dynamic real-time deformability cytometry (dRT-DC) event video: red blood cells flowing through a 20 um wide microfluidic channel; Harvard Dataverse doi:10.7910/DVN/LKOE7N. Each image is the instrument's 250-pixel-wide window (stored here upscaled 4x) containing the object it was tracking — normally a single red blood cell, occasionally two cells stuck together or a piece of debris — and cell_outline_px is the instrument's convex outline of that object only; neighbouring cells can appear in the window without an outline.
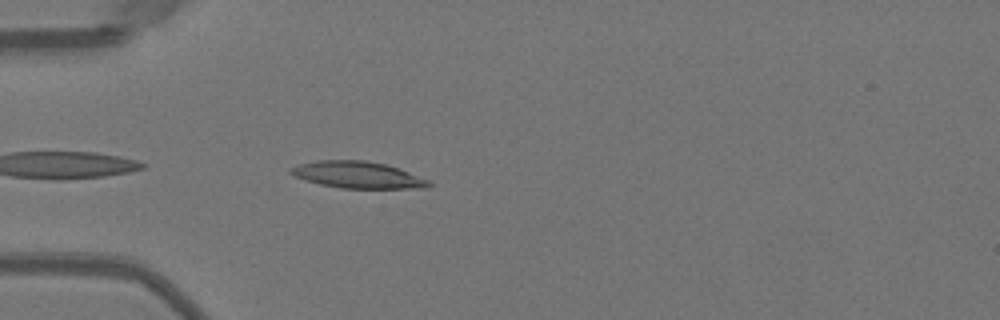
{"species": "Egyptian fruit bat (a non-hibernating species)", "species_latin": "Rousettus aegyptiacus", "temperature_condition": "warm", "stored_images_in_passage": 38, "camera_frame_rate_fps": 3000, "um_per_image_px": 0.085, "animal": {"sex": "female"}, "frame": {"image": 1, "passage_image": 2, "time_ms": 0.333, "image_size_px": [1000, 320], "cell_outline_px": [[432, 184], [428, 188], [340, 188], [320, 184], [296, 176], [288, 172], [288, 168], [300, 164], [316, 160], [364, 160], [384, 164], [400, 168], [432, 180]], "centroid_in_image_um": [30.47, 14.86], "position_along_channel_um": 54.5, "area_um2": 21.62}}
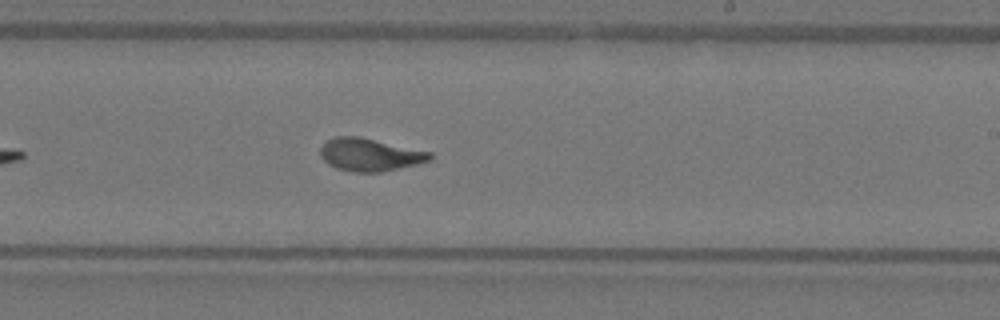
{"frame": {"image": 2, "passage_image": 18, "time_ms": 5.667, "image_size_px": [1000, 320], "cell_outline_px": [[432, 160], [416, 164], [380, 172], [352, 172], [336, 168], [328, 164], [320, 156], [320, 148], [328, 140], [336, 136], [360, 136], [432, 152]], "centroid_in_image_um": [31.44, 13.14], "position_along_channel_um": 257.6, "area_um2": 20.92}}
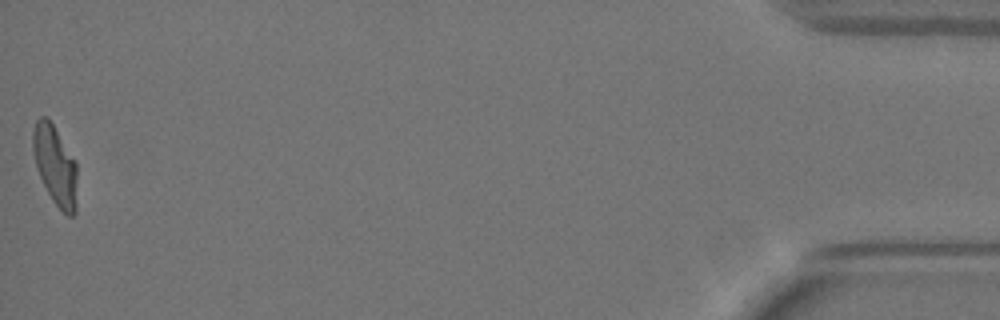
{"frame": {"image": 3, "passage_image": 38, "time_ms": 12.333, "image_size_px": [1000, 320], "cell_outline_px": [[76, 212], [72, 216], [68, 216], [52, 200], [40, 176], [36, 164], [32, 148], [32, 132], [36, 120], [40, 116], [48, 116], [76, 160]], "centroid_in_image_um": [4.69, 14.0], "position_along_channel_um": 430.5, "area_um2": 20.52}, "authors_computed_cell_mechanics": {"area_um2": 20.7213, "velocity_mm_per_s": 3.9745, "shape_relaxation_time_tau1_ms": 5.526, "shape_relaxation_time_tau2_ms": 0.8778, "deformation_change_tau1": 0.2435, "deformation_change_tau2": 0.084}}